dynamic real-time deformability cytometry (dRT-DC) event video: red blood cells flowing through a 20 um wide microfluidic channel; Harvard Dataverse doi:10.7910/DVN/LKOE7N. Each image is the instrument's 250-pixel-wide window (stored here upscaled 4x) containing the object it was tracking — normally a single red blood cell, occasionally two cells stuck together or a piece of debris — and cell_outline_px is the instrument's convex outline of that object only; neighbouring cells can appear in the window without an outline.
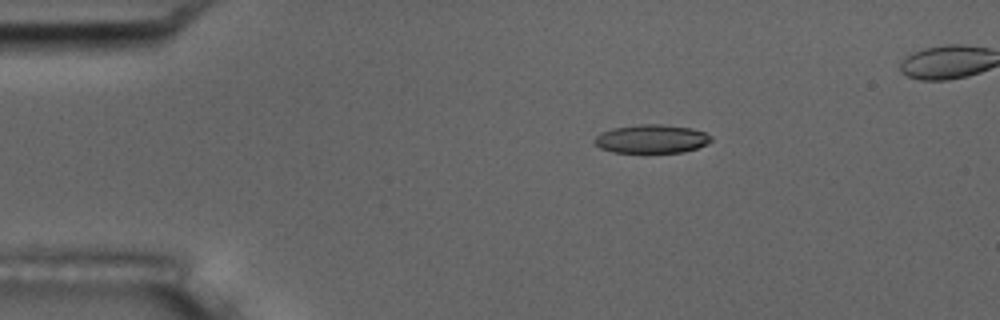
{"species": "common noctule bat (a hibernating species)", "species_latin": "Nyctalus noctula", "temperature_condition": "room temperature", "stored_images_in_passage": 6, "camera_frame_rate_fps": 3000, "um_per_image_px": 0.085, "animal": {"sex": "male", "body_mass_g": 17.5, "forearm_length_mm": 52.3}, "frame": {"image": 1, "passage_image": 4, "time_ms": 1.0, "image_size_px": [1000, 320], "cell_outline_px": [[712, 140], [708, 144], [684, 152], [644, 156], [612, 152], [600, 148], [592, 140], [600, 132], [612, 128], [640, 124], [660, 124], [692, 128], [704, 132], [712, 136]], "centroid_in_image_um": [55.36, 11.86], "position_along_channel_um": 29.6, "area_um2": 20.52}}